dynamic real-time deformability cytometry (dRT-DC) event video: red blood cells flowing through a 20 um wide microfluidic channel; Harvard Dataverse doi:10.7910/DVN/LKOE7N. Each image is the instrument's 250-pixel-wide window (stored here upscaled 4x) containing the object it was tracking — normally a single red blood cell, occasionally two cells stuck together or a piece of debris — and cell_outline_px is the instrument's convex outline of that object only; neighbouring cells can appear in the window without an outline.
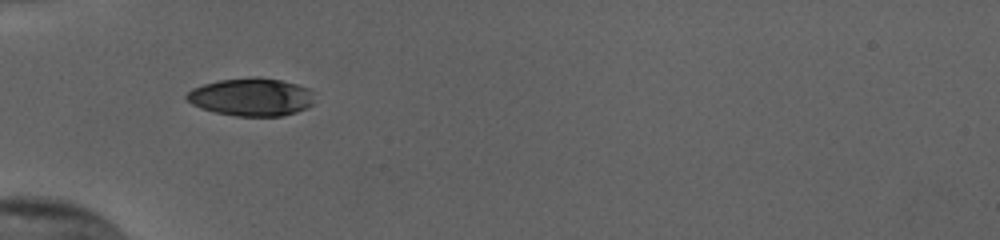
{"species": "human", "species_latin": "Homo sapiens", "temperature_condition": "cold", "stored_images_in_passage": 36, "camera_frame_rate_fps": 3000, "um_per_image_px": 0.085, "donor": {"sex": "female"}, "frame": {"image": 1, "passage_image": 1, "time_ms": 0.0, "image_size_px": [1000, 240], "cell_outline_px": [[312, 104], [308, 108], [284, 116], [236, 116], [216, 112], [200, 108], [192, 104], [184, 96], [192, 88], [204, 84], [220, 80], [256, 76], [260, 76], [280, 80], [296, 84], [308, 88], [312, 92]], "centroid_in_image_um": [21.36, 8.24], "position_along_channel_um": 63.6, "area_um2": 28.26}}
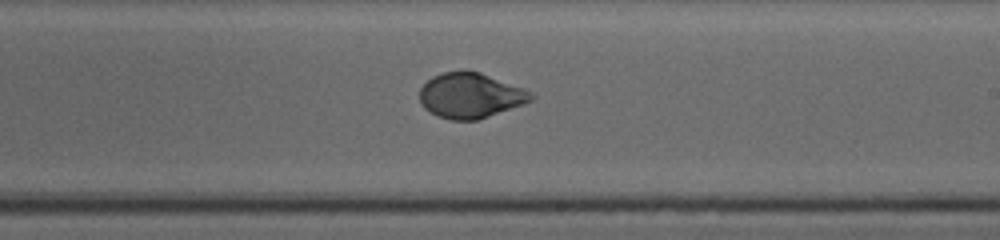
{"frame": {"image": 2, "passage_image": 16, "time_ms": 5.0, "image_size_px": [1000, 240], "cell_outline_px": [[536, 96], [532, 100], [524, 104], [476, 120], [452, 120], [436, 116], [424, 108], [420, 104], [420, 88], [432, 76], [444, 72], [480, 72], [524, 88], [532, 92]], "centroid_in_image_um": [39.99, 8.13], "position_along_channel_um": 249.0, "area_um2": 29.19}}
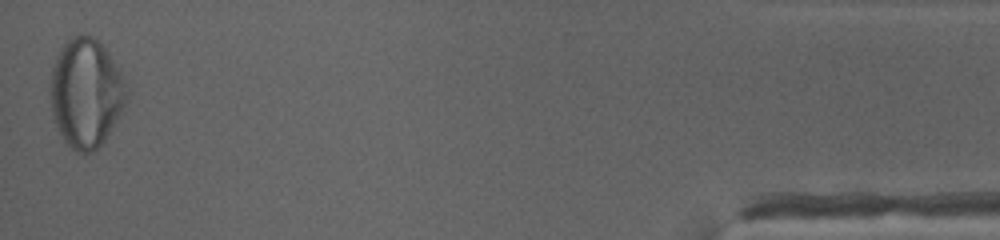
{"frame": {"image": 3, "passage_image": 36, "time_ms": 11.667, "image_size_px": [1000, 240], "cell_outline_px": [[128, 96], [120, 112], [104, 140], [92, 152], [76, 152], [64, 140], [56, 128], [52, 112], [52, 68], [56, 56], [60, 48], [68, 40], [80, 32], [92, 36], [104, 48], [124, 76], [128, 92]], "centroid_in_image_um": [7.31, 7.88], "position_along_channel_um": 427.9, "area_um2": 47.74}, "authors_computed_cell_mechanics": {"area_um2": 29.6514, "velocity_mm_per_s": 3.827, "shape_relaxation_time_tau1_ms": 4.6175, "shape_relaxation_time_tau2_ms": null, "deformation_change_tau1": 0.1954, "deformation_change_tau2": null}}